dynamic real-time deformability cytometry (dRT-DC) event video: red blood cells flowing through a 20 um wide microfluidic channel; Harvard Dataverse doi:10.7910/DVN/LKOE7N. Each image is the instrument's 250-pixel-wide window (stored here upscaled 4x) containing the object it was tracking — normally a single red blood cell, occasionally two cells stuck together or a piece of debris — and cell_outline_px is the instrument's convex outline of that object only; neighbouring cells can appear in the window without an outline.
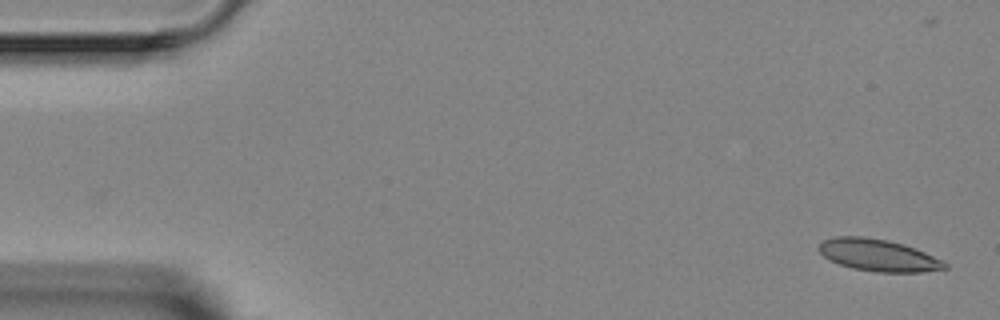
{"species": "Egyptian fruit bat (a non-hibernating species)", "species_latin": "Rousettus aegyptiacus", "temperature_condition": "room temperature", "stored_images_in_passage": 2, "camera_frame_rate_fps": 3000, "um_per_image_px": 0.085, "animal": {"sex": "female"}, "frame": {"image": 1, "passage_image": 2, "time_ms": 1.0, "image_size_px": [1000, 320], "cell_outline_px": [[948, 268], [920, 272], [876, 272], [852, 268], [828, 260], [816, 248], [824, 240], [836, 236], [864, 236], [888, 240], [904, 244], [916, 248], [948, 264]], "centroid_in_image_um": [74.62, 21.68], "position_along_channel_um": 10.4, "area_um2": 23.47}}